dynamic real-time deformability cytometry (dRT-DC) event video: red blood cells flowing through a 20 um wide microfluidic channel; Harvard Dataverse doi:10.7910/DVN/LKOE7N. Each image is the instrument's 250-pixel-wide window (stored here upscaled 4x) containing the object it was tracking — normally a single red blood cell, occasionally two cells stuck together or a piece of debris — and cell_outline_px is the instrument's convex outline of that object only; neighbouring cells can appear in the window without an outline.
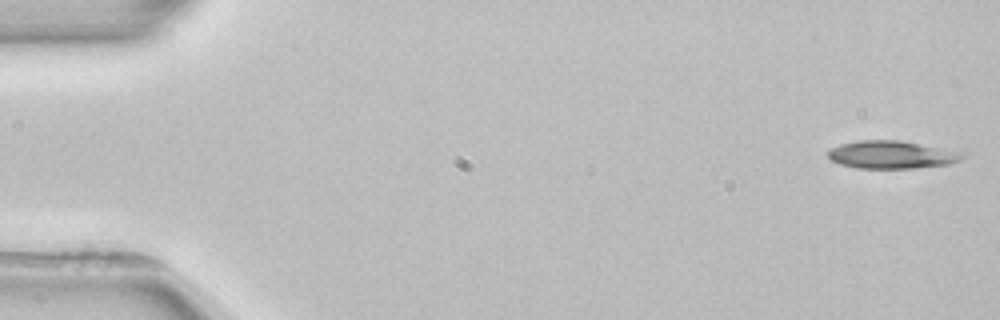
{"species": "common noctule bat (a hibernating species)", "species_latin": "Nyctalus noctula", "temperature_condition": "room temperature", "stored_images_in_passage": 4, "camera_frame_rate_fps": 3000, "um_per_image_px": 0.085, "animal": {"sex": "female", "body_mass_g": 22.7, "forearm_length_mm": 54.2}, "frame": {"image": 1, "passage_image": 1, "time_ms": 0.0, "image_size_px": [1000, 320], "cell_outline_px": [[964, 156], [960, 160], [948, 164], [912, 168], [856, 168], [840, 164], [832, 160], [828, 156], [828, 152], [832, 148], [840, 144], [856, 140], [900, 140]], "centroid_in_image_um": [75.59, 13.16], "position_along_channel_um": 9.4, "area_um2": 20.75}}
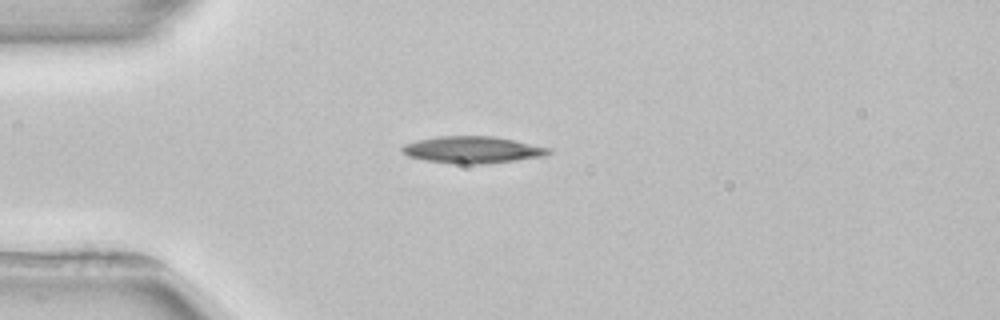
{"frame": {"image": 2, "passage_image": 4, "time_ms": 4.0, "image_size_px": [1000, 320], "cell_outline_px": [[552, 152], [544, 156], [516, 160], [484, 164], [460, 164], [424, 160], [408, 156], [400, 148], [404, 144], [416, 140], [440, 136], [492, 136], [516, 140], [552, 148]], "centroid_in_image_um": [40.19, 12.73], "position_along_channel_um": 44.8, "area_um2": 23.0}}